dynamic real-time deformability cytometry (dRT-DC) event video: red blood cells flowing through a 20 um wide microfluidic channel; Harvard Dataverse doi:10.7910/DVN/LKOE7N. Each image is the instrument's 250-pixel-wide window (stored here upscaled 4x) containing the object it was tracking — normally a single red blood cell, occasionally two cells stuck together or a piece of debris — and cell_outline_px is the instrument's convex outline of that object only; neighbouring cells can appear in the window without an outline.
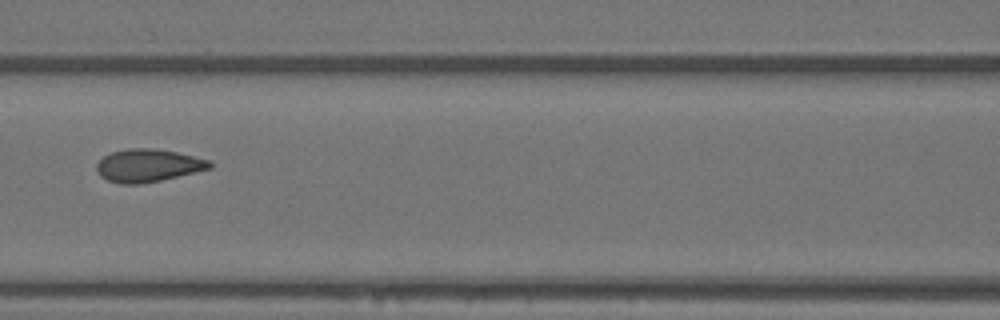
{"species": "Egyptian fruit bat (a non-hibernating species)", "species_latin": "Rousettus aegyptiacus", "temperature_condition": "warm", "stored_images_in_passage": 11, "camera_frame_rate_fps": 3000, "um_per_image_px": 0.085, "animal": {"sex": "female"}, "frame": {"image": 1, "passage_image": 7, "time_ms": 2.0, "image_size_px": [1000, 320], "cell_outline_px": [[212, 168], [160, 180], [140, 184], [120, 184], [108, 180], [100, 176], [96, 168], [96, 164], [104, 156], [112, 152], [128, 148], [152, 148], [176, 152], [212, 160]], "centroid_in_image_um": [12.59, 14.06], "position_along_channel_um": 154.0, "area_um2": 21.56}}
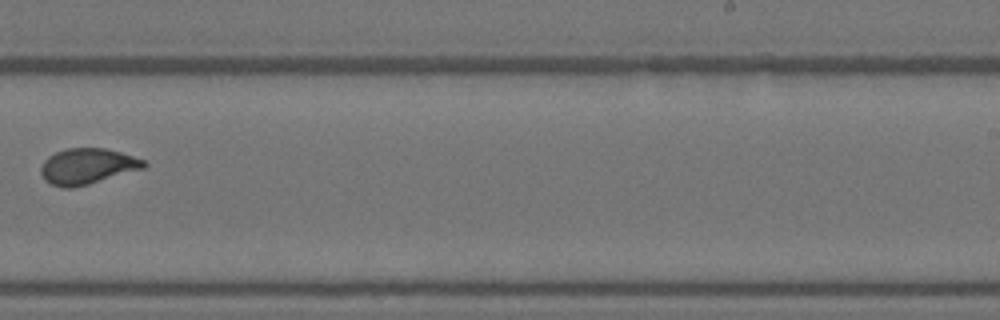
{"frame": {"image": 2, "passage_image": 10, "time_ms": 3.0, "image_size_px": [1000, 320], "cell_outline_px": [[148, 164], [144, 168], [88, 184], [72, 188], [60, 188], [44, 180], [40, 172], [40, 168], [44, 160], [48, 156], [56, 152], [68, 148], [104, 148], [120, 152], [144, 160]], "centroid_in_image_um": [7.39, 14.14], "position_along_channel_um": 281.6, "area_um2": 21.39}}
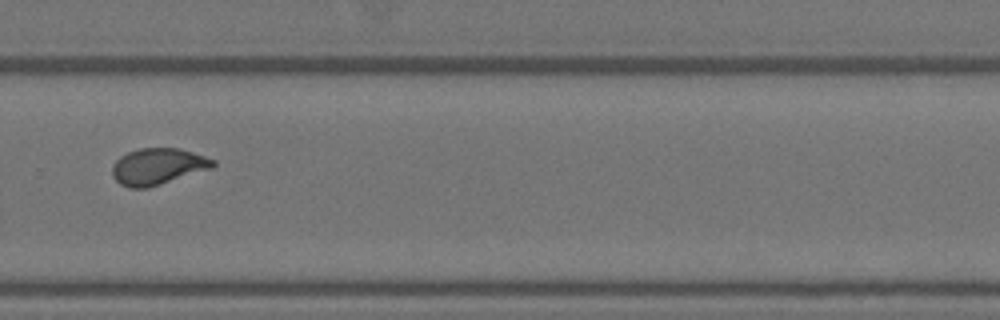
{"frame": {"image": 3, "passage_image": 11, "time_ms": 3.333, "image_size_px": [1000, 320], "cell_outline_px": [[216, 164], [212, 168], [148, 188], [128, 188], [120, 184], [112, 176], [112, 168], [116, 160], [120, 156], [128, 152], [140, 148], [180, 148], [216, 160]], "centroid_in_image_um": [13.41, 14.15], "position_along_channel_um": 316.4, "area_um2": 21.39}}